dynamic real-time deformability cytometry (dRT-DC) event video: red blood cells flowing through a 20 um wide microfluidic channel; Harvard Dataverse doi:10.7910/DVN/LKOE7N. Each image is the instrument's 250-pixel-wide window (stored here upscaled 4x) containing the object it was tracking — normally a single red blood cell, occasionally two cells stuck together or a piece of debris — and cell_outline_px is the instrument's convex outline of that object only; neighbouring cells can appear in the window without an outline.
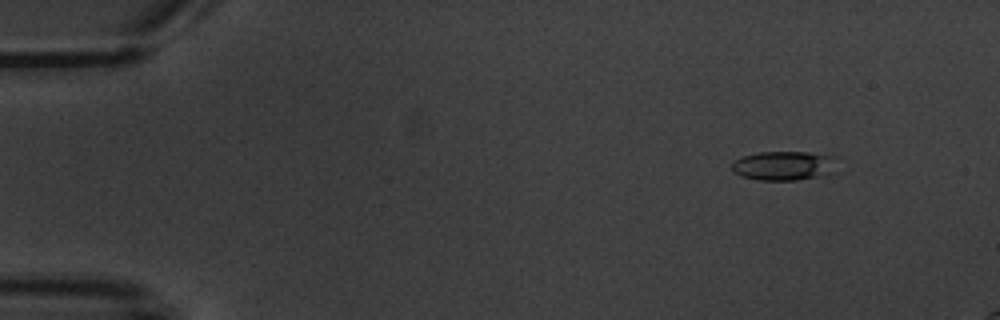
{"species": "common noctule bat (a hibernating species)", "species_latin": "Nyctalus noctula", "temperature_condition": "warm", "stored_images_in_passage": 5, "camera_frame_rate_fps": 3000, "um_per_image_px": 0.085, "animal": {"sex": "male", "body_mass_g": 20.1, "forearm_length_mm": 53.5}, "frame": {"image": 1, "passage_image": 2, "time_ms": 1.333, "image_size_px": [1000, 320], "cell_outline_px": [[836, 172], [832, 176], [796, 180], [756, 180], [740, 176], [732, 172], [732, 164], [736, 160], [744, 156], [760, 152], [808, 152], [836, 156]], "centroid_in_image_um": [66.73, 14.11], "position_along_channel_um": 18.3, "area_um2": 18.5}}